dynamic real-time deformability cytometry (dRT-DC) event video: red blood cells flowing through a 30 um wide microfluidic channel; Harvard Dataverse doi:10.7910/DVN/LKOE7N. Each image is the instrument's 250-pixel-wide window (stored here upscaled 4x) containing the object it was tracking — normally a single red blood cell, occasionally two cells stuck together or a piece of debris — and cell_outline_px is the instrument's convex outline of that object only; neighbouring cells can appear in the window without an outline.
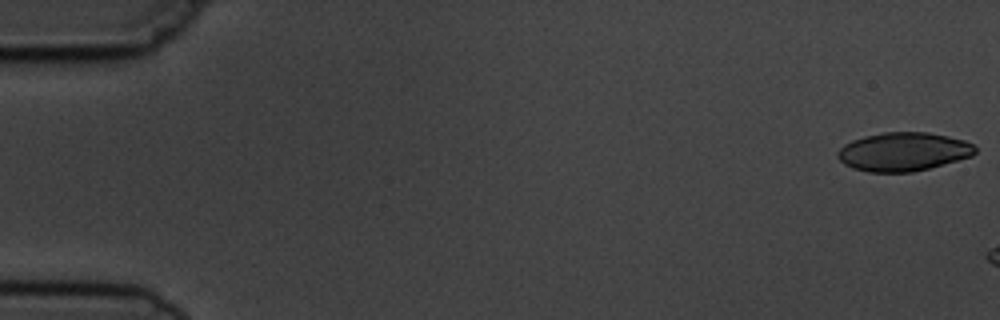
{"species": "common noctule bat (a hibernating species)", "species_latin": "Nyctalus noctula", "temperature_condition": "cold", "stored_images_in_passage": 5, "camera_frame_rate_fps": 3000, "um_per_image_px": 0.085, "animal": {"sex": "male", "body_mass_g": 19.5, "forearm_length_mm": 54.6}, "frame": {"image": 1, "passage_image": 1, "time_ms": 0.0, "image_size_px": [1000, 320], "cell_outline_px": [[976, 152], [972, 156], [928, 168], [912, 172], [868, 172], [852, 168], [844, 164], [836, 156], [836, 152], [844, 144], [852, 140], [864, 136], [884, 132], [928, 132], [948, 136], [964, 140], [972, 144], [976, 148]], "centroid_in_image_um": [76.75, 12.89], "position_along_channel_um": 8.2, "area_um2": 30.98}}